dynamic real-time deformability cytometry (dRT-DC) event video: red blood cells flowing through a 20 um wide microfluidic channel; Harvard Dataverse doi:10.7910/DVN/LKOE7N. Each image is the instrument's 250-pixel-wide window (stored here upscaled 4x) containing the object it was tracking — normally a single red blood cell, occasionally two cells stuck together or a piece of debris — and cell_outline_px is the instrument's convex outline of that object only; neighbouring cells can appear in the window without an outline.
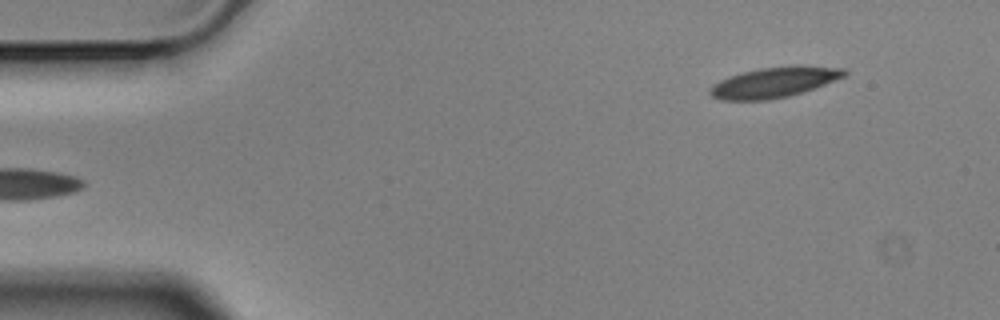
{"species": "Egyptian fruit bat (a non-hibernating species)", "species_latin": "Rousettus aegyptiacus", "temperature_condition": "cold", "stored_images_in_passage": 4, "camera_frame_rate_fps": 3000, "um_per_image_px": 0.085, "animal": {"sex": "male"}, "frame": {"image": 1, "passage_image": 4, "time_ms": 1.0, "image_size_px": [1000, 320], "cell_outline_px": [[848, 72], [844, 76], [824, 84], [788, 96], [768, 100], [720, 100], [712, 96], [708, 92], [708, 88], [712, 84], [728, 76], [740, 72], [760, 68], [792, 64], [796, 64], [848, 68]], "centroid_in_image_um": [65.78, 6.97], "position_along_channel_um": 19.2, "area_um2": 24.16}}